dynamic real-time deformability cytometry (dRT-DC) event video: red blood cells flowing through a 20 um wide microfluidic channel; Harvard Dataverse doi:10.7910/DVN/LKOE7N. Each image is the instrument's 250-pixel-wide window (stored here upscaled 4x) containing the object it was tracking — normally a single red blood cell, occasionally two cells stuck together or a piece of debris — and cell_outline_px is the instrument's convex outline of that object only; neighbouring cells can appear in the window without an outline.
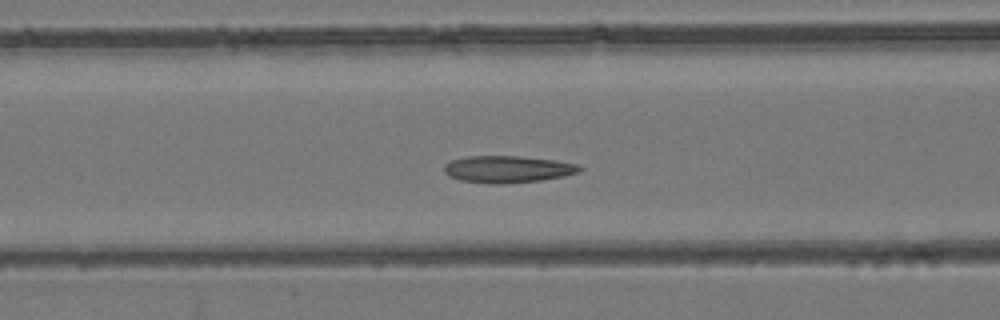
{"species": "common noctule bat (a hibernating species)", "species_latin": "Nyctalus noctula", "temperature_condition": "room temperature", "stored_images_in_passage": 50, "camera_frame_rate_fps": 3000, "um_per_image_px": 0.085, "animal": {"sex": "female", "body_mass_g": 24.6, "forearm_length_mm": 56.2}, "frame": {"image": 1, "passage_image": 18, "time_ms": 5.667, "image_size_px": [1000, 320], "cell_outline_px": [[584, 168], [580, 172], [564, 176], [540, 180], [500, 184], [488, 184], [460, 180], [448, 176], [444, 172], [444, 164], [452, 160], [468, 156], [520, 156], [556, 160], [580, 164]], "centroid_in_image_um": [43.17, 14.38], "position_along_channel_um": 123.4, "area_um2": 21.5}}
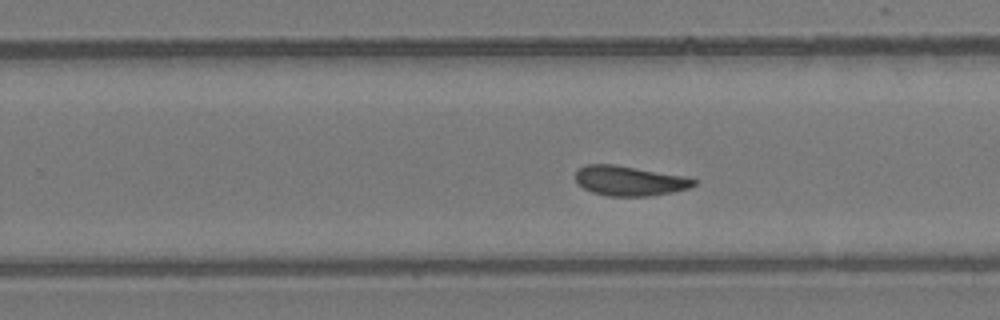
{"frame": {"image": 2, "passage_image": 30, "time_ms": 9.667, "image_size_px": [1000, 320], "cell_outline_px": [[696, 184], [688, 188], [672, 192], [648, 196], [608, 196], [592, 192], [584, 188], [576, 180], [576, 172], [584, 164], [616, 164], [684, 176], [696, 180]], "centroid_in_image_um": [53.5, 15.36], "position_along_channel_um": 276.3, "area_um2": 20.46}}
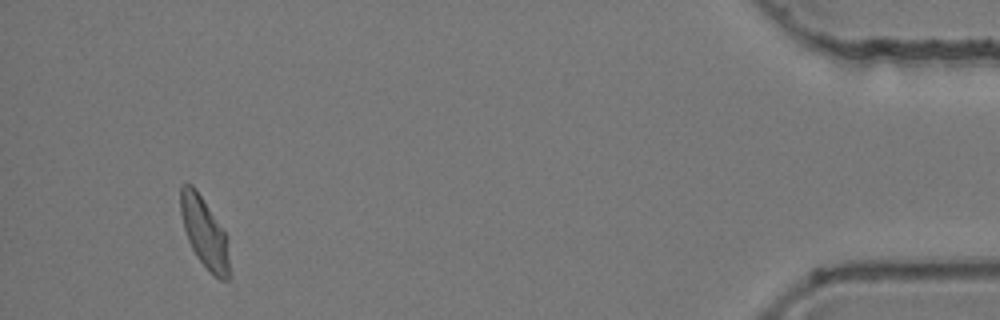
{"frame": {"image": 3, "passage_image": 47, "time_ms": 15.333, "image_size_px": [1000, 320], "cell_outline_px": [[232, 276], [228, 280], [220, 280], [196, 256], [188, 240], [184, 228], [180, 212], [180, 184], [192, 184], [196, 188], [228, 236]], "centroid_in_image_um": [17.43, 19.78], "position_along_channel_um": 417.8, "area_um2": 20.4}, "authors_computed_cell_mechanics": {"area_um2": 20.6057, "velocity_mm_per_s": 3.8334, "shape_relaxation_time_tau1_ms": 9.8474, "shape_relaxation_time_tau2_ms": 2.0898, "deformation_change_tau1": 0.1981, "deformation_change_tau2": 0.0743}}